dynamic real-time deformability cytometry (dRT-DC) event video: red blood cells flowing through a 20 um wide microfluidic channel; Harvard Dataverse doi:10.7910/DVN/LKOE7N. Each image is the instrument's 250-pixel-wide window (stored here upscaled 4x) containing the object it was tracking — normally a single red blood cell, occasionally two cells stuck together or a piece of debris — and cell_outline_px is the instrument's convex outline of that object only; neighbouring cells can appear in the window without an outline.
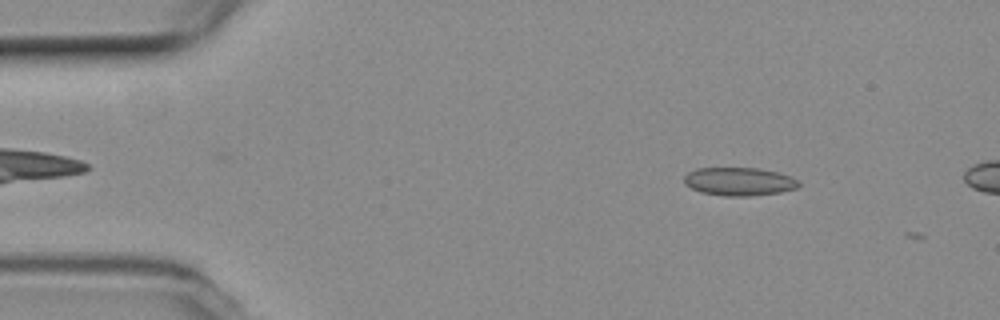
{"species": "common noctule bat (a hibernating species)", "species_latin": "Nyctalus noctula", "temperature_condition": "room temperature", "stored_images_in_passage": 3, "camera_frame_rate_fps": 3000, "um_per_image_px": 0.085, "animal": {"sex": "female", "body_mass_g": 19.3, "forearm_length_mm": 54.1}, "frame": {"image": 1, "passage_image": 2, "time_ms": 0.333, "image_size_px": [1000, 320], "cell_outline_px": [[800, 184], [796, 188], [780, 192], [748, 196], [724, 196], [700, 192], [684, 184], [684, 176], [688, 172], [696, 168], [760, 168], [780, 172], [792, 176], [800, 180]], "centroid_in_image_um": [62.85, 15.42], "position_along_channel_um": 22.2, "area_um2": 19.07}}